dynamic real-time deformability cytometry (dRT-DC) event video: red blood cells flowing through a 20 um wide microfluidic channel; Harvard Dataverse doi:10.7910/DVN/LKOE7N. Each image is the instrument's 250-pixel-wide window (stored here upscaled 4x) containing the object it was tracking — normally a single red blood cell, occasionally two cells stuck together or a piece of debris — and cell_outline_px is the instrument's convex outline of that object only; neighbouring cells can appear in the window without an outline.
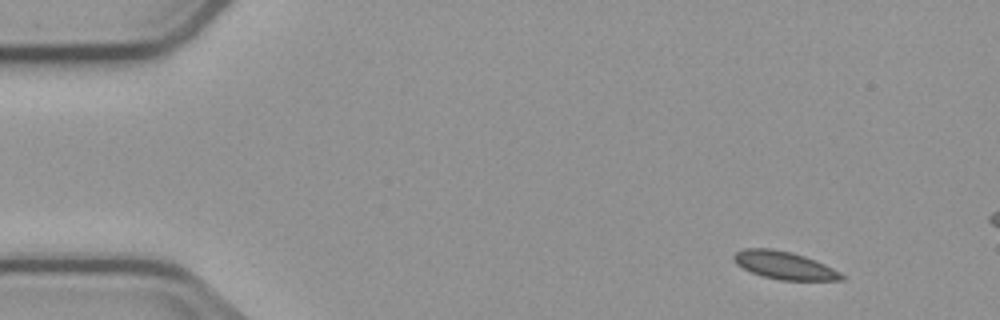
{"species": "common noctule bat (a hibernating species)", "species_latin": "Nyctalus noctula", "temperature_condition": "cold", "stored_images_in_passage": 4, "camera_frame_rate_fps": 3000, "um_per_image_px": 0.085, "animal": {"sex": "male", "body_mass_g": 23.1, "forearm_length_mm": 52.7}, "frame": {"image": 1, "passage_image": 1, "time_ms": 0.0, "image_size_px": [1000, 320], "cell_outline_px": [[844, 280], [780, 280], [764, 276], [752, 272], [736, 264], [732, 260], [732, 256], [736, 252], [744, 248], [772, 248], [792, 252], [804, 256], [824, 264], [840, 272], [844, 276]], "centroid_in_image_um": [66.64, 22.54], "position_along_channel_um": 18.4, "area_um2": 17.34}}